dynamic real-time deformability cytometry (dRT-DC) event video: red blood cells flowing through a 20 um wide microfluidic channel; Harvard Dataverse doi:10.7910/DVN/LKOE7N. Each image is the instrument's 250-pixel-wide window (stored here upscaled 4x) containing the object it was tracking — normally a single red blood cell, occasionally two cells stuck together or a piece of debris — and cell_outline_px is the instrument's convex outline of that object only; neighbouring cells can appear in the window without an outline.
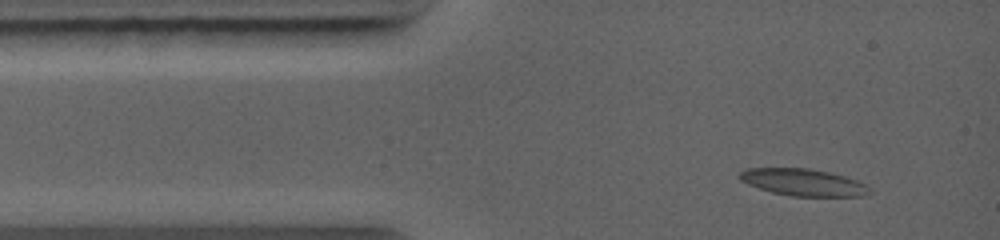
{"species": "common noctule bat (a hibernating species)", "species_latin": "Nyctalus noctula", "temperature_condition": "warm", "stored_images_in_passage": 19, "camera_frame_rate_fps": 5000, "um_per_image_px": 0.085, "animal": {"sex": "female", "body_mass_g": 19.0, "forearm_length_mm": 56.7}, "frame": {"image": 1, "passage_image": 1, "time_ms": 0.0, "image_size_px": [1000, 240], "cell_outline_px": [[872, 192], [864, 196], [792, 196], [772, 192], [748, 184], [740, 180], [736, 176], [744, 168], [808, 168], [828, 172], [844, 176], [856, 180], [864, 184]], "centroid_in_image_um": [68.23, 15.49], "position_along_channel_um": 16.8, "area_um2": 20.35}}
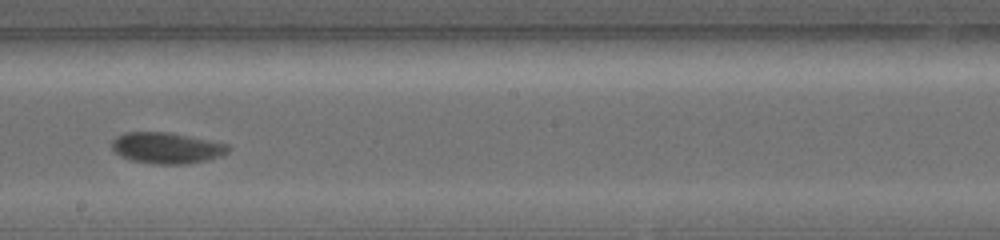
{"frame": {"image": 2, "passage_image": 12, "time_ms": 5.6, "image_size_px": [1000, 240], "cell_outline_px": [[232, 148], [228, 152], [220, 156], [208, 160], [188, 164], [156, 164], [132, 160], [120, 156], [112, 148], [112, 140], [116, 136], [124, 132], [168, 132], [228, 144]], "centroid_in_image_um": [14.17, 12.58], "position_along_channel_um": 234.0, "area_um2": 21.1}}
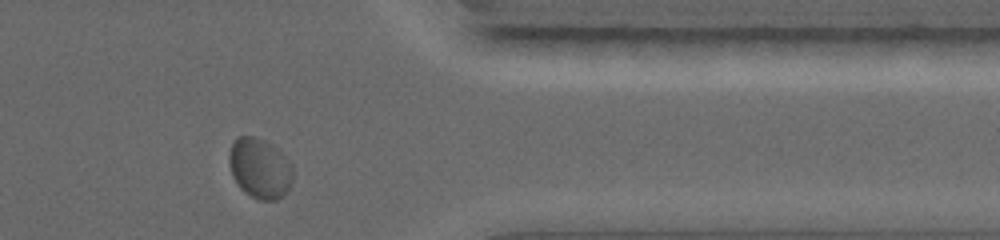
{"frame": {"image": 3, "passage_image": 19, "time_ms": 9.2, "image_size_px": [1000, 240], "cell_outline_px": [[292, 180], [284, 196], [276, 200], [256, 200], [244, 192], [240, 188], [232, 176], [228, 164], [228, 156], [232, 144], [236, 136], [252, 136], [264, 140], [280, 148], [292, 164]], "centroid_in_image_um": [22.08, 14.3], "position_along_channel_um": 389.3, "area_um2": 22.89}}